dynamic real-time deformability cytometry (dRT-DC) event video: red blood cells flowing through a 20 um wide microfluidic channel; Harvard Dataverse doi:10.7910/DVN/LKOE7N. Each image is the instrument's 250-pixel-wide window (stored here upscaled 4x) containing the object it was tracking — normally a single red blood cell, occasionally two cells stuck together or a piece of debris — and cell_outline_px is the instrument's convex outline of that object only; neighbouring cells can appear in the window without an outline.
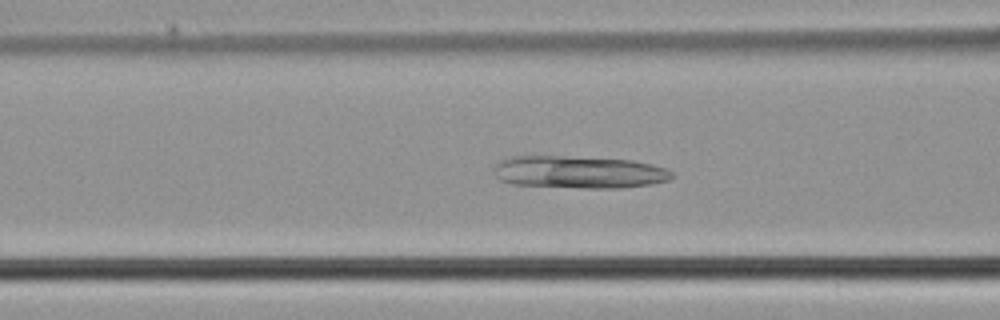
{"species": "common noctule bat (a hibernating species)", "species_latin": "Nyctalus noctula", "temperature_condition": "cold", "stored_images_in_passage": 52, "camera_frame_rate_fps": 3000, "um_per_image_px": 0.085, "animal": {"sex": "male", "body_mass_g": 21.5, "forearm_length_mm": 52.0}, "frame": {"image": 1, "passage_image": 21, "time_ms": 6.667, "image_size_px": [1000, 320], "cell_outline_px": [[672, 176], [668, 180], [652, 184], [620, 188], [584, 188], [512, 184], [500, 180], [496, 176], [496, 164], [500, 160], [512, 156], [560, 156], [632, 160], [652, 164], [668, 168], [672, 172]], "centroid_in_image_um": [49.24, 14.63], "position_along_channel_um": 117.4, "area_um2": 33.58}}
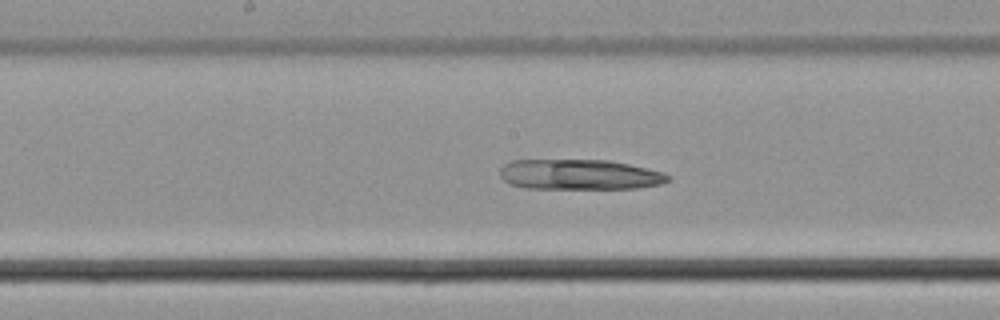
{"frame": {"image": 2, "passage_image": 27, "time_ms": 8.667, "image_size_px": [1000, 320], "cell_outline_px": [[672, 180], [660, 184], [636, 188], [524, 188], [512, 184], [504, 180], [500, 176], [500, 168], [504, 164], [512, 160], [608, 160], [628, 164], [664, 172], [672, 176]], "centroid_in_image_um": [49.28, 14.83], "position_along_channel_um": 198.9, "area_um2": 29.65}}
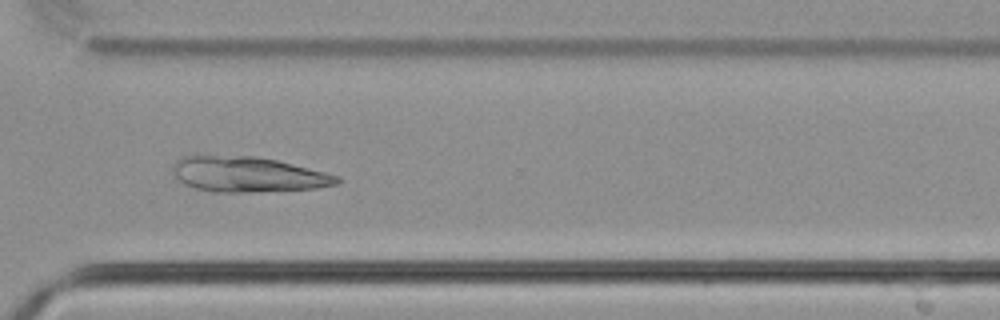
{"frame": {"image": 3, "passage_image": 38, "time_ms": 12.333, "image_size_px": [1000, 320], "cell_outline_px": [[340, 180], [336, 184], [316, 188], [248, 192], [212, 192], [196, 188], [184, 184], [172, 172], [172, 164], [176, 160], [184, 156], [256, 156], [276, 160], [340, 176]], "centroid_in_image_um": [21.03, 14.82], "position_along_channel_um": 349.6, "area_um2": 33.47}}